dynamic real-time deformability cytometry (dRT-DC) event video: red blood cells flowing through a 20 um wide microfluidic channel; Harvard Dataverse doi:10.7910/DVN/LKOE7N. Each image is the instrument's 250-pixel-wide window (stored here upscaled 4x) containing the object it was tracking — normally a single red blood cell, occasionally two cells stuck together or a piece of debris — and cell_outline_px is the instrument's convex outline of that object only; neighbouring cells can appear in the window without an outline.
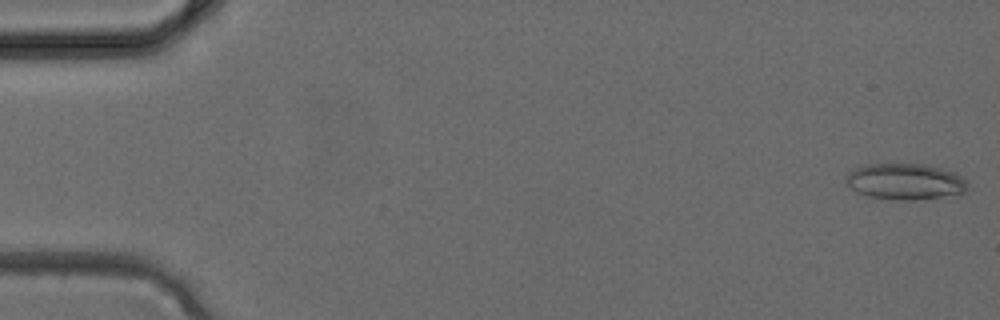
{"species": "common noctule bat (a hibernating species)", "species_latin": "Nyctalus noctula", "temperature_condition": "cold", "stored_images_in_passage": 5, "camera_frame_rate_fps": 3000, "um_per_image_px": 0.085, "animal": {"sex": "female", "body_mass_g": 24.6, "forearm_length_mm": 56.2}, "frame": {"image": 1, "passage_image": 1, "time_ms": 0.0, "image_size_px": [1000, 320], "cell_outline_px": [[968, 188], [964, 192], [916, 200], [892, 200], [868, 196], [856, 192], [848, 188], [844, 184], [844, 180], [856, 168], [864, 164], [924, 164], [956, 172], [968, 184]], "centroid_in_image_um": [76.89, 15.43], "position_along_channel_um": 8.1, "area_um2": 25.61}}